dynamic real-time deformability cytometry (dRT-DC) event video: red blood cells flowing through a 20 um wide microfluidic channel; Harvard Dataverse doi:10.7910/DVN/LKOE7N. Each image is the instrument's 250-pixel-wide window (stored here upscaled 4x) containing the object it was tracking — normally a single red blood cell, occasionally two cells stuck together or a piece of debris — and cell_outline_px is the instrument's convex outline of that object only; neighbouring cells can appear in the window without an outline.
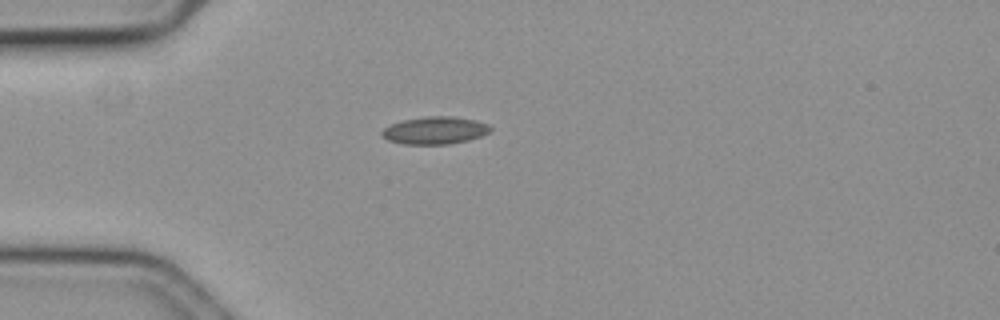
{"species": "common noctule bat (a hibernating species)", "species_latin": "Nyctalus noctula", "temperature_condition": "cold", "stored_images_in_passage": 43, "camera_frame_rate_fps": 3000, "um_per_image_px": 0.085, "animal": {"sex": "female", "body_mass_g": 19.3, "forearm_length_mm": 54.1}, "frame": {"image": 1, "passage_image": 1, "time_ms": 0.0, "image_size_px": [1000, 320], "cell_outline_px": [[492, 128], [488, 132], [480, 136], [468, 140], [448, 144], [404, 144], [388, 140], [380, 136], [380, 132], [384, 128], [392, 124], [404, 120], [424, 116], [452, 116], [476, 120], [488, 124]], "centroid_in_image_um": [36.95, 11.08], "position_along_channel_um": 48.1, "area_um2": 17.34}}
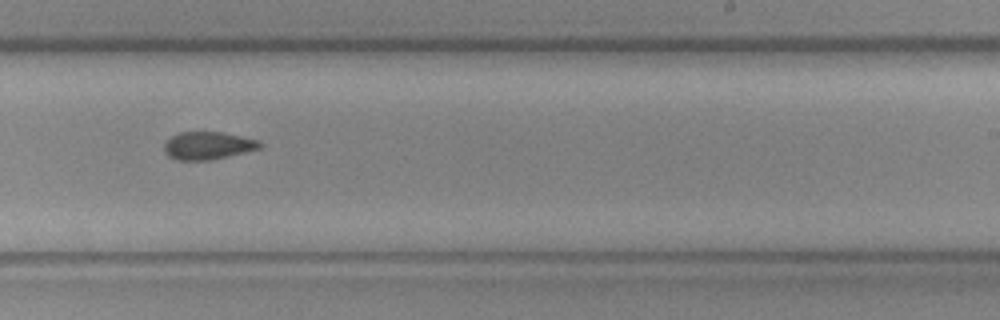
{"frame": {"image": 2, "passage_image": 21, "time_ms": 6.667, "image_size_px": [1000, 320], "cell_outline_px": [[264, 144], [260, 148], [212, 160], [176, 160], [168, 156], [164, 152], [164, 144], [172, 136], [180, 132], [220, 132], [260, 140]], "centroid_in_image_um": [17.67, 12.38], "position_along_channel_um": 271.3, "area_um2": 15.43}}
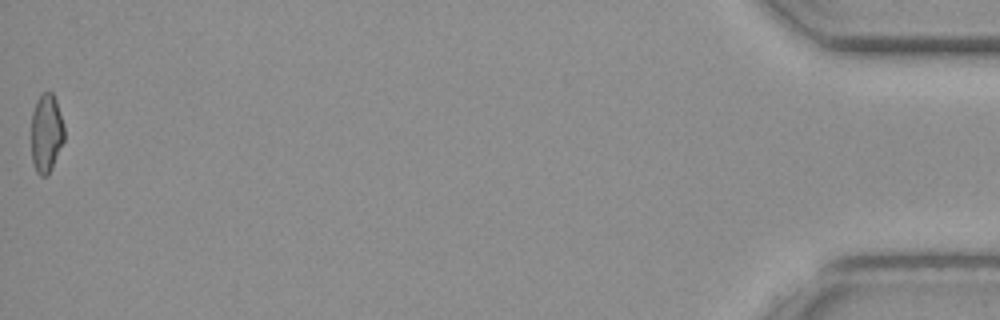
{"frame": {"image": 3, "passage_image": 43, "time_ms": 14.0, "image_size_px": [1000, 320], "cell_outline_px": [[64, 140], [52, 168], [48, 176], [40, 176], [36, 172], [32, 160], [32, 112], [36, 100], [44, 92], [52, 92], [56, 100], [64, 124]], "centroid_in_image_um": [3.94, 11.33], "position_along_channel_um": 431.3, "area_um2": 15.14}, "authors_computed_cell_mechanics": {"area_um2": 15.7216, "velocity_mm_per_s": 3.5918, "shape_relaxation_time_tau1_ms": 3.6458, "shape_relaxation_time_tau2_ms": 3.0338, "deformation_change_tau1": 0.0877, "deformation_change_tau2": 0.0888}}